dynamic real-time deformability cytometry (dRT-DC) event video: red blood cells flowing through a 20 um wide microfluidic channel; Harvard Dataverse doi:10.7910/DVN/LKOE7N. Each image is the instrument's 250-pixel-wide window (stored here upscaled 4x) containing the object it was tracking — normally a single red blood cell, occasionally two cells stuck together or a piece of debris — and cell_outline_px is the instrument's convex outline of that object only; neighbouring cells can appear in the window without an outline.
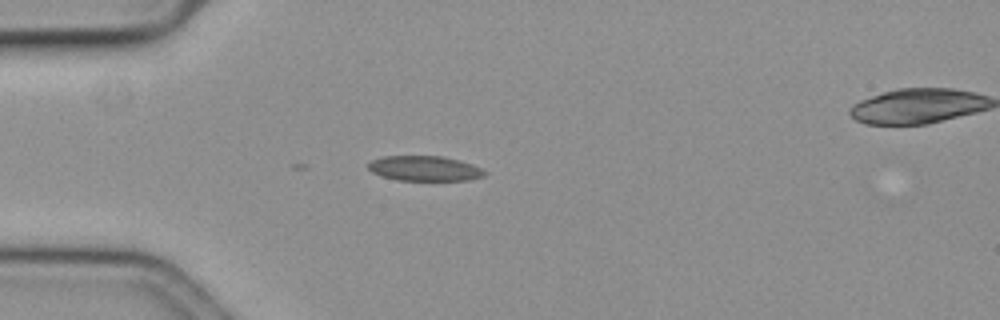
{"species": "common noctule bat (a hibernating species)", "species_latin": "Nyctalus noctula", "temperature_condition": "cold", "stored_images_in_passage": 10, "camera_frame_rate_fps": 3000, "um_per_image_px": 0.085, "animal": {"sex": "female", "body_mass_g": 19.3, "forearm_length_mm": 54.1}, "frame": {"image": 1, "passage_image": 1, "time_ms": 0.0, "image_size_px": [1000, 320], "cell_outline_px": [[488, 172], [484, 176], [468, 180], [396, 180], [380, 176], [372, 172], [368, 168], [368, 164], [372, 160], [384, 156], [444, 156], [460, 160], [472, 164]], "centroid_in_image_um": [36.09, 14.31], "position_along_channel_um": 48.9, "area_um2": 17.05}}
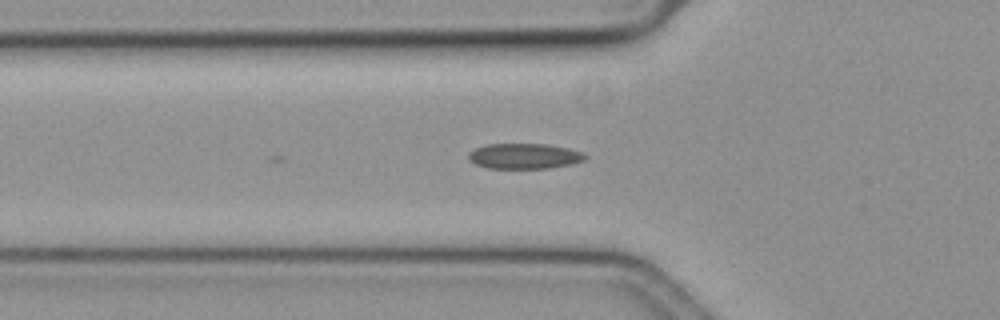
{"frame": {"image": 2, "passage_image": 5, "time_ms": 1.333, "image_size_px": [1000, 320], "cell_outline_px": [[588, 156], [584, 160], [572, 164], [552, 168], [488, 168], [476, 164], [468, 160], [468, 152], [476, 148], [488, 144], [544, 144], [568, 148], [584, 152]], "centroid_in_image_um": [44.59, 13.27], "position_along_channel_um": 81.2, "area_um2": 17.34}}
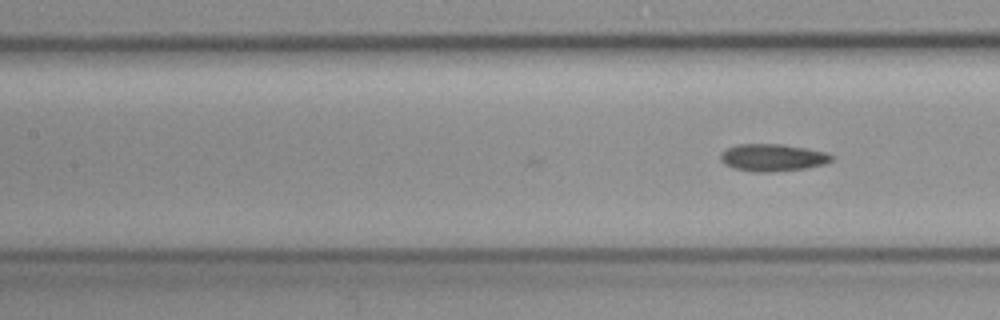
{"frame": {"image": 3, "passage_image": 10, "time_ms": 3.0, "image_size_px": [1000, 320], "cell_outline_px": [[836, 156], [832, 160], [824, 164], [804, 168], [768, 172], [752, 172], [732, 168], [724, 164], [720, 160], [720, 152], [736, 144], [780, 144], [804, 148], [824, 152]], "centroid_in_image_um": [65.62, 13.4], "position_along_channel_um": 141.8, "area_um2": 17.63}}